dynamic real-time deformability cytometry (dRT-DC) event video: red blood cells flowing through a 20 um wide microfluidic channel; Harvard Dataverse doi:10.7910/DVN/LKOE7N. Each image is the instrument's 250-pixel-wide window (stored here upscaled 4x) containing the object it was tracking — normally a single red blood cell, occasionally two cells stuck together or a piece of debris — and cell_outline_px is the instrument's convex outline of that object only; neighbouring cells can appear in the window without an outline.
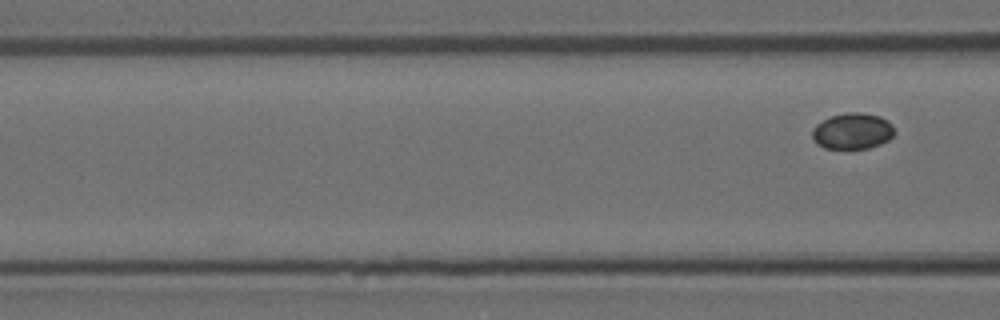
{"species": "Egyptian fruit bat (a non-hibernating species)", "species_latin": "Rousettus aegyptiacus", "temperature_condition": "room temperature", "stored_images_in_passage": 3, "camera_frame_rate_fps": 3000, "um_per_image_px": 0.085, "animal": {"sex": "female"}, "frame": {"image": 1, "passage_image": 3, "time_ms": 0.667, "image_size_px": [1000, 320], "cell_outline_px": [[896, 132], [888, 140], [880, 144], [868, 148], [824, 148], [816, 144], [812, 136], [812, 128], [816, 124], [832, 116], [848, 112], [860, 112], [880, 116], [888, 120], [892, 124]], "centroid_in_image_um": [72.47, 11.14], "position_along_channel_um": 94.1, "area_um2": 17.34}}